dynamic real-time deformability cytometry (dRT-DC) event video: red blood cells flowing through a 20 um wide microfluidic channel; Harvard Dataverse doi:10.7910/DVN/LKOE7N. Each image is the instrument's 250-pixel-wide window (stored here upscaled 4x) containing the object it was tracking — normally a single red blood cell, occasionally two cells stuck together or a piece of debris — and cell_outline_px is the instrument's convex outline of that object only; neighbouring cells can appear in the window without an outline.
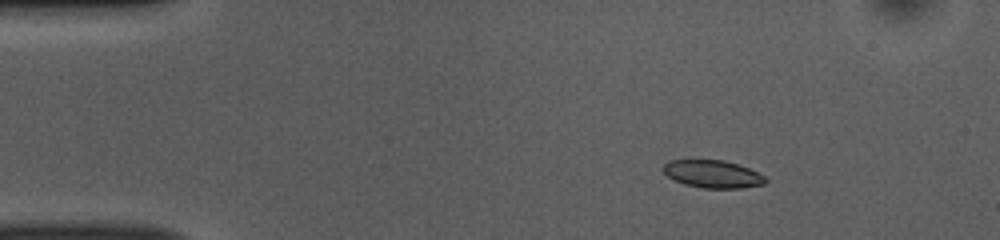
{"species": "common noctule bat (a hibernating species)", "species_latin": "Nyctalus noctula", "temperature_condition": "room temperature", "stored_images_in_passage": 45, "camera_frame_rate_fps": 3000, "um_per_image_px": 0.085, "animal": {"sex": "female", "body_mass_g": 10.0, "forearm_length_mm": 53.1}, "frame": {"image": 1, "passage_image": 1, "time_ms": 0.0, "image_size_px": [1000, 240], "cell_outline_px": [[768, 180], [764, 184], [740, 188], [704, 188], [684, 184], [668, 176], [664, 172], [664, 164], [668, 160], [724, 160], [748, 168], [764, 176]], "centroid_in_image_um": [60.58, 14.79], "position_along_channel_um": 24.4, "area_um2": 16.24}}
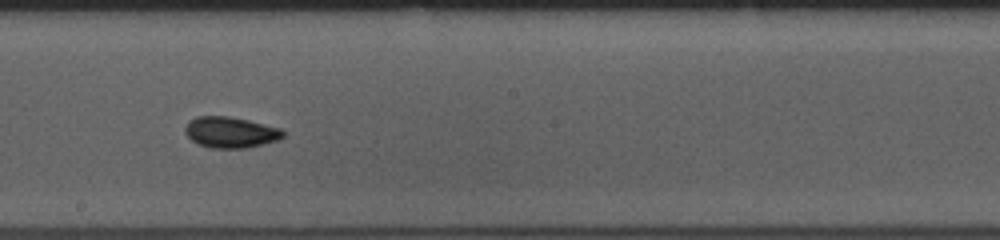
{"frame": {"image": 2, "passage_image": 22, "time_ms": 7.0, "image_size_px": [1000, 240], "cell_outline_px": [[284, 136], [280, 140], [264, 144], [244, 148], [212, 148], [200, 144], [192, 140], [184, 132], [184, 128], [188, 120], [196, 116], [228, 116], [248, 120], [280, 128], [284, 132]], "centroid_in_image_um": [19.59, 11.24], "position_along_channel_um": 228.6, "area_um2": 17.74}}
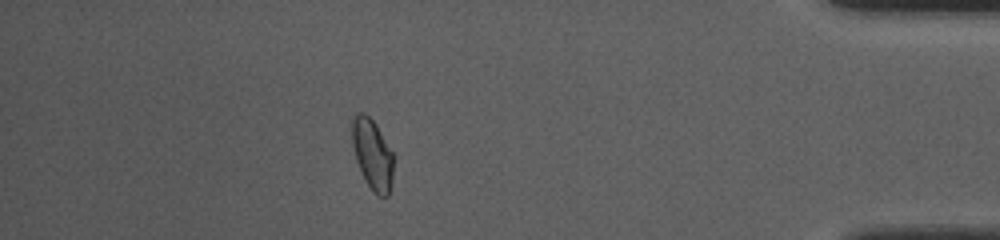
{"frame": {"image": 3, "passage_image": 39, "time_ms": 12.667, "image_size_px": [1000, 240], "cell_outline_px": [[392, 176], [388, 196], [380, 196], [368, 184], [356, 160], [352, 144], [352, 120], [360, 112], [364, 112], [376, 124], [392, 152]], "centroid_in_image_um": [31.64, 13.07], "position_along_channel_um": 403.6, "area_um2": 16.36}}